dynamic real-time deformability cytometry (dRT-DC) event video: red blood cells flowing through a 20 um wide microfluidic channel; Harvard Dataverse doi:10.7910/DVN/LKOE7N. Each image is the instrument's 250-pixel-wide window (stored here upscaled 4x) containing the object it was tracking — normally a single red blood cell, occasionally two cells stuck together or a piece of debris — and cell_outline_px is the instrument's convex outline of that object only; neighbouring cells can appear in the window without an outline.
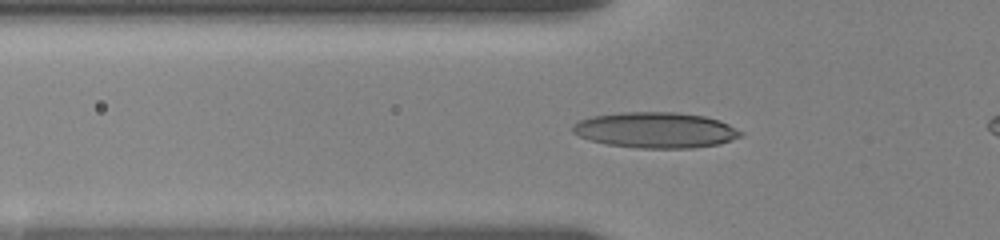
{"species": "human", "species_latin": "Homo sapiens", "temperature_condition": "room temperature", "stored_images_in_passage": 26, "camera_frame_rate_fps": 3000, "um_per_image_px": 0.085, "donor": {"sex": "female"}, "frame": {"image": 1, "passage_image": 21, "time_ms": 6.0, "image_size_px": [1000, 240], "cell_outline_px": [[744, 132], [740, 136], [732, 140], [720, 144], [692, 148], [636, 148], [608, 144], [592, 140], [580, 136], [572, 132], [572, 124], [580, 120], [592, 116], [620, 112], [676, 112], [704, 116], [720, 120]], "centroid_in_image_um": [55.74, 11.05], "position_along_channel_um": 70.1, "area_um2": 35.03}}
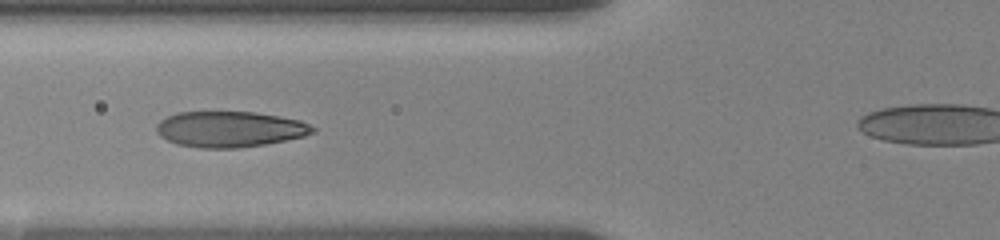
{"frame": {"image": 2, "passage_image": 25, "time_ms": 7.0, "image_size_px": [1000, 240], "cell_outline_px": [[316, 132], [304, 136], [264, 144], [236, 148], [200, 148], [176, 144], [160, 136], [156, 132], [156, 124], [160, 120], [176, 112], [252, 112], [300, 120], [316, 128]], "centroid_in_image_um": [19.5, 10.98], "position_along_channel_um": 106.3, "area_um2": 32.48}}